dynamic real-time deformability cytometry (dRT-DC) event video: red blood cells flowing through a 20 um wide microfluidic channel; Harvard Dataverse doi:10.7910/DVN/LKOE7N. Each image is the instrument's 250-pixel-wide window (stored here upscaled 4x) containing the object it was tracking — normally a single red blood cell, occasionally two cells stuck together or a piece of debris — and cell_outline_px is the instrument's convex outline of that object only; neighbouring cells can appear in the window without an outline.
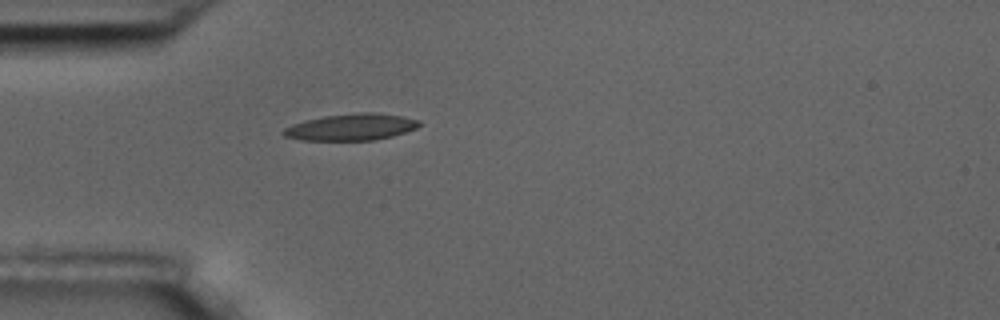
{"species": "common noctule bat (a hibernating species)", "species_latin": "Nyctalus noctula", "temperature_condition": "room temperature", "stored_images_in_passage": 41, "camera_frame_rate_fps": 3000, "um_per_image_px": 0.085, "animal": {"sex": "male", "body_mass_g": 17.5, "forearm_length_mm": 52.3}, "frame": {"image": 1, "passage_image": 1, "time_ms": 0.0, "image_size_px": [1000, 320], "cell_outline_px": [[420, 124], [416, 128], [392, 136], [372, 140], [300, 140], [284, 136], [280, 132], [284, 128], [292, 124], [304, 120], [324, 116], [360, 112], [376, 112], [404, 116], [420, 120]], "centroid_in_image_um": [29.83, 10.79], "position_along_channel_um": 55.2, "area_um2": 21.15}}
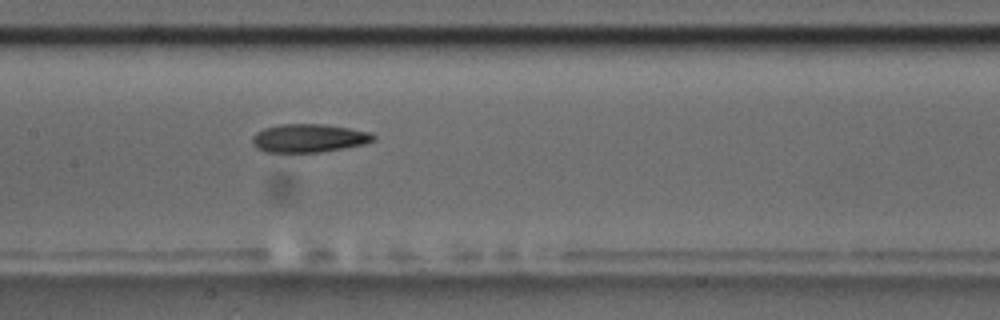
{"frame": {"image": 2, "passage_image": 12, "time_ms": 3.667, "image_size_px": [1000, 320], "cell_outline_px": [[376, 140], [364, 144], [320, 152], [264, 152], [256, 148], [252, 144], [252, 136], [256, 132], [264, 128], [280, 124], [324, 124], [372, 132], [376, 136]], "centroid_in_image_um": [26.24, 11.74], "position_along_channel_um": 181.2, "area_um2": 20.11}}
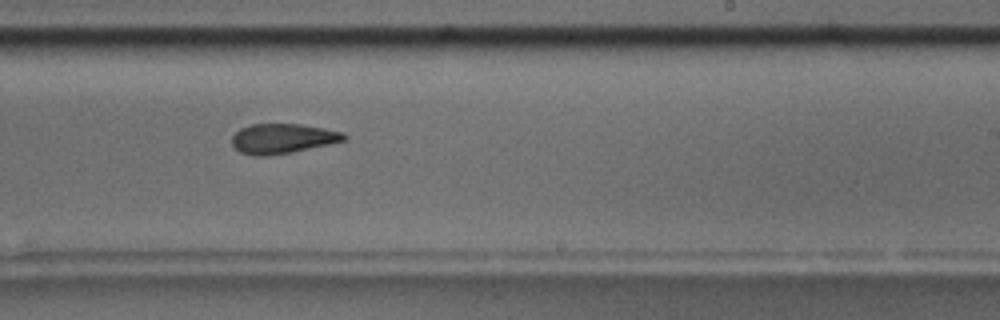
{"frame": {"image": 3, "passage_image": 19, "time_ms": 6.0, "image_size_px": [1000, 320], "cell_outline_px": [[348, 136], [344, 140], [328, 144], [268, 156], [252, 156], [240, 152], [232, 144], [232, 136], [240, 128], [252, 124], [300, 124], [324, 128], [344, 132]], "centroid_in_image_um": [23.99, 11.77], "position_along_channel_um": 265.0, "area_um2": 19.31}, "authors_computed_cell_mechanics": {"area_um2": 20.4612, "velocity_mm_per_s": 3.6028, "shape_relaxation_time_tau1_ms": null, "shape_relaxation_time_tau2_ms": 3.7356, "deformation_change_tau1": null, "deformation_change_tau2": 0.1178}}